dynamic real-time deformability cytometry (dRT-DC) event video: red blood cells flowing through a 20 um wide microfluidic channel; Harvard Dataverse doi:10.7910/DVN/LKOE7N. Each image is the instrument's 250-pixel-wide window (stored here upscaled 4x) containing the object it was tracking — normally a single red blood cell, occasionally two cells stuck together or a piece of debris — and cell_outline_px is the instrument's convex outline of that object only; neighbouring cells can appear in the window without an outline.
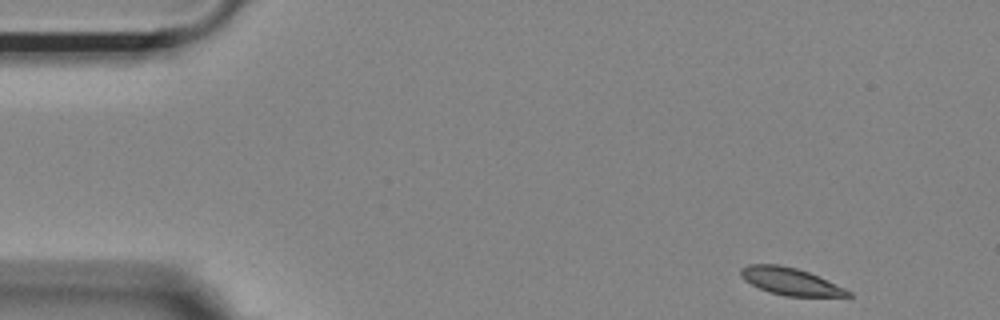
{"species": "Egyptian fruit bat (a non-hibernating species)", "species_latin": "Rousettus aegyptiacus", "temperature_condition": "room temperature", "stored_images_in_passage": 50, "camera_frame_rate_fps": 3000, "um_per_image_px": 0.085, "animal": {"sex": "female"}, "frame": {"image": 1, "passage_image": 1, "time_ms": 0.0, "image_size_px": [1000, 320], "cell_outline_px": [[852, 296], [784, 296], [768, 292], [744, 280], [740, 276], [740, 268], [748, 264], [780, 264], [796, 268], [808, 272], [844, 288], [852, 292]], "centroid_in_image_um": [67.13, 23.91], "position_along_channel_um": 17.9, "area_um2": 16.88}}
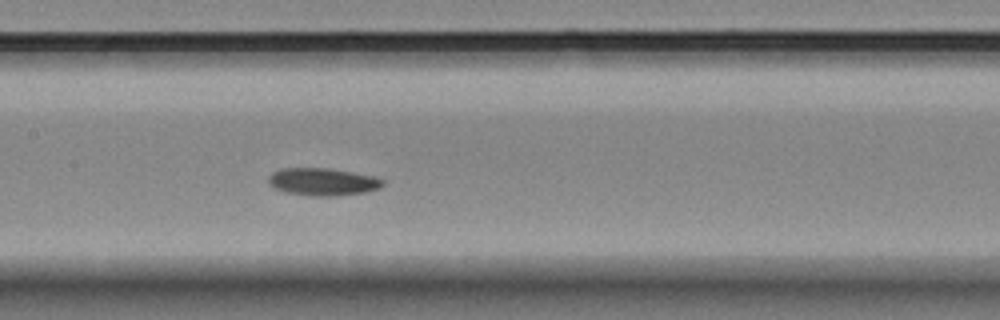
{"frame": {"image": 2, "passage_image": 22, "time_ms": 7.0, "image_size_px": [1000, 320], "cell_outline_px": [[384, 184], [380, 188], [364, 192], [336, 196], [312, 196], [288, 192], [276, 188], [268, 184], [268, 176], [272, 172], [280, 168], [328, 168], [352, 172], [372, 176], [384, 180]], "centroid_in_image_um": [27.41, 15.44], "position_along_channel_um": 180.0, "area_um2": 18.26}}
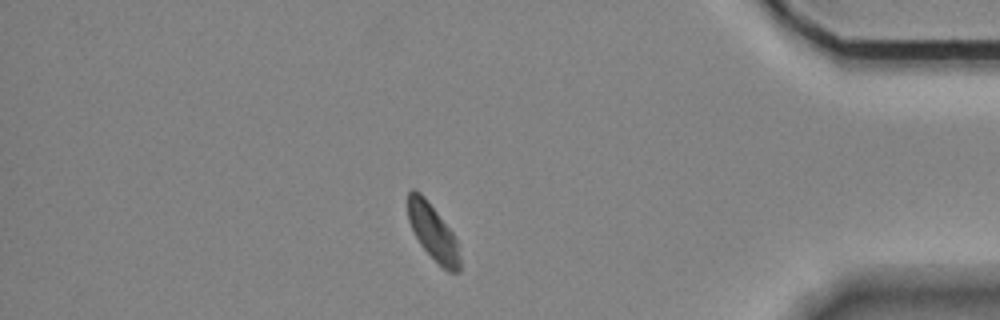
{"frame": {"image": 3, "passage_image": 43, "time_ms": 14.0, "image_size_px": [1000, 320], "cell_outline_px": [[460, 272], [448, 272], [420, 244], [408, 220], [408, 192], [412, 188], [416, 188], [424, 196], [452, 232], [456, 240], [460, 256]], "centroid_in_image_um": [36.79, 19.71], "position_along_channel_um": 398.4, "area_um2": 16.59}, "authors_computed_cell_mechanics": {"area_um2": 17.7446, "velocity_mm_per_s": 3.6238, "shape_relaxation_time_tau1_ms": 3.0567, "shape_relaxation_time_tau2_ms": null, "deformation_change_tau1": 0.0941, "deformation_change_tau2": null}}